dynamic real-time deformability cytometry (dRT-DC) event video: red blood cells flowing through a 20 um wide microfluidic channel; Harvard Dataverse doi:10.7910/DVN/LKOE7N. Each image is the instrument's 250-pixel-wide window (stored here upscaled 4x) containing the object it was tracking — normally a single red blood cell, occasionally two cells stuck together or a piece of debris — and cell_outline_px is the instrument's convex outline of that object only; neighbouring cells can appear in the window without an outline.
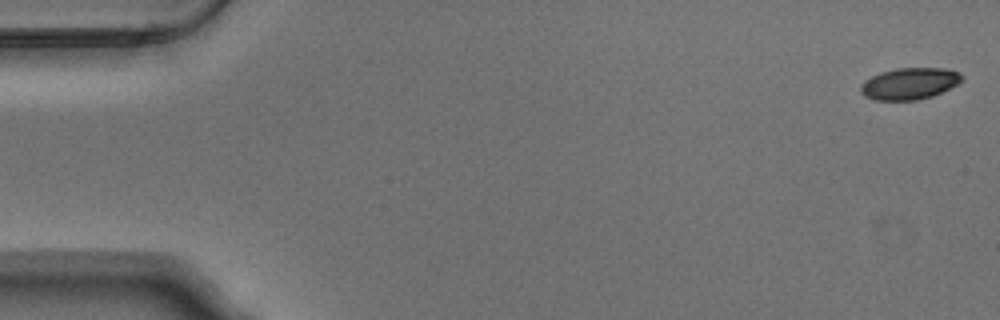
{"species": "Egyptian fruit bat (a non-hibernating species)", "species_latin": "Rousettus aegyptiacus", "temperature_condition": "warm", "stored_images_in_passage": 53, "camera_frame_rate_fps": 3000, "um_per_image_px": 0.085, "animal": {"sex": "male"}, "frame": {"image": 1, "passage_image": 1, "time_ms": 0.0, "image_size_px": [1000, 320], "cell_outline_px": [[964, 80], [932, 96], [916, 100], [876, 100], [864, 96], [860, 92], [860, 84], [864, 80], [880, 72], [896, 68], [944, 68], [960, 72], [964, 76]], "centroid_in_image_um": [77.29, 7.09], "position_along_channel_um": 7.7, "area_um2": 18.73}}
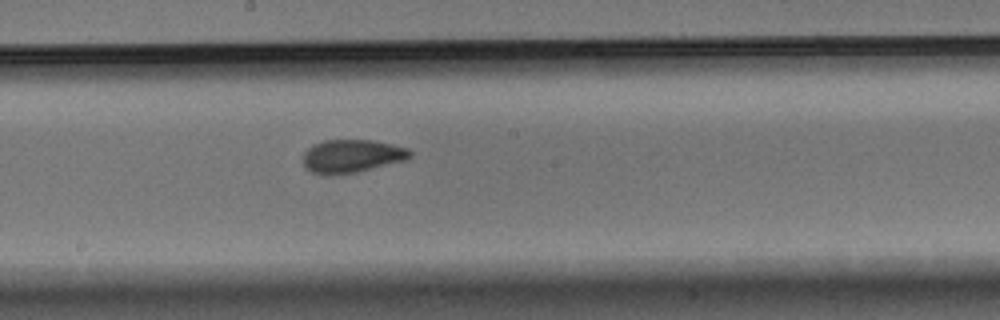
{"frame": {"image": 2, "passage_image": 29, "time_ms": 9.333, "image_size_px": [1000, 320], "cell_outline_px": [[412, 156], [408, 160], [356, 172], [332, 176], [320, 176], [304, 168], [304, 152], [312, 144], [324, 140], [372, 140], [392, 144], [408, 148], [412, 152]], "centroid_in_image_um": [29.89, 13.28], "position_along_channel_um": 218.3, "area_um2": 21.1}}
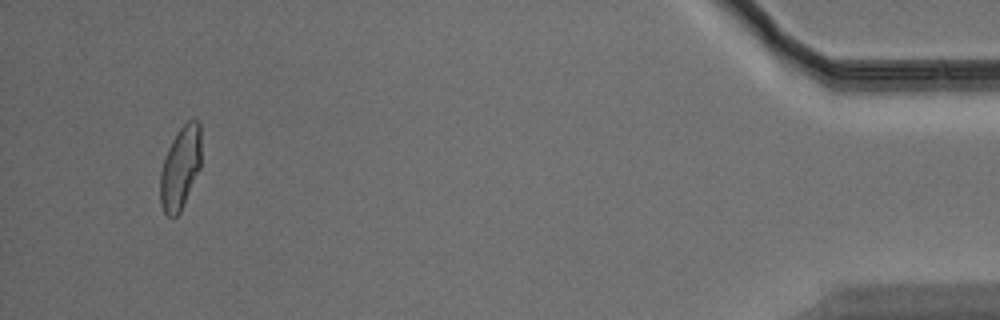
{"frame": {"image": 3, "passage_image": 51, "time_ms": 16.667, "image_size_px": [1000, 320], "cell_outline_px": [[200, 168], [180, 212], [176, 216], [168, 216], [164, 212], [160, 204], [160, 172], [168, 148], [176, 132], [188, 120], [200, 120]], "centroid_in_image_um": [15.32, 14.26], "position_along_channel_um": 419.9, "area_um2": 19.65}, "authors_computed_cell_mechanics": {"area_um2": 20.3456, "velocity_mm_per_s": 3.7806, "shape_relaxation_time_tau1_ms": 6.1592, "shape_relaxation_time_tau2_ms": 1.4932, "deformation_change_tau1": 0.1825, "deformation_change_tau2": 0.0628}}